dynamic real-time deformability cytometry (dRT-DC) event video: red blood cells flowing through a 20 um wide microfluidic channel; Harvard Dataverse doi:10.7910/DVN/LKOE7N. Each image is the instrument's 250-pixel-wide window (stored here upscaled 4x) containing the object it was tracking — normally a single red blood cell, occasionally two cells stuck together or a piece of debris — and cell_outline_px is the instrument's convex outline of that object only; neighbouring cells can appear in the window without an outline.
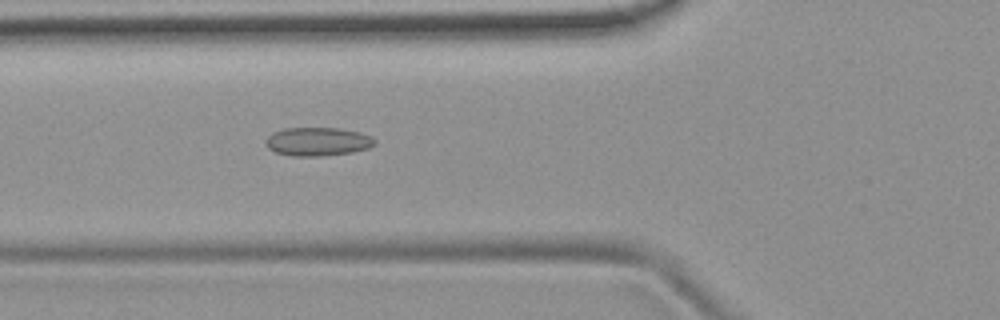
{"species": "common noctule bat (a hibernating species)", "species_latin": "Nyctalus noctula", "temperature_condition": "room temperature", "stored_images_in_passage": 53, "camera_frame_rate_fps": 3000, "um_per_image_px": 0.085, "animal": {"sex": "female", "body_mass_g": 19.9}, "frame": {"image": 1, "passage_image": 20, "time_ms": 6.333, "image_size_px": [1000, 320], "cell_outline_px": [[376, 144], [368, 148], [352, 152], [320, 156], [292, 156], [276, 152], [268, 148], [264, 144], [264, 140], [272, 132], [284, 128], [340, 128], [360, 132], [372, 136], [376, 140]], "centroid_in_image_um": [26.99, 12.03], "position_along_channel_um": 98.8, "area_um2": 18.32}}
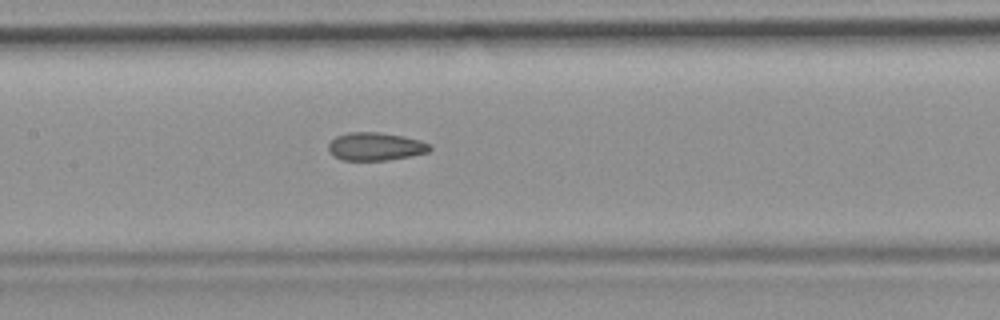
{"frame": {"image": 2, "passage_image": 26, "time_ms": 8.333, "image_size_px": [1000, 320], "cell_outline_px": [[432, 148], [428, 152], [412, 156], [388, 160], [344, 160], [336, 156], [328, 148], [328, 144], [336, 136], [348, 132], [376, 132], [404, 136], [420, 140], [432, 144]], "centroid_in_image_um": [31.97, 12.44], "position_along_channel_um": 175.4, "area_um2": 16.53}}
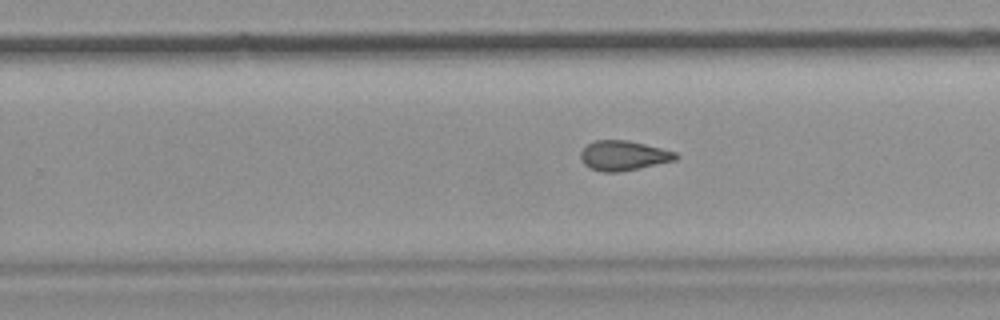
{"frame": {"image": 3, "passage_image": 34, "time_ms": 11.0, "image_size_px": [1000, 320], "cell_outline_px": [[680, 156], [676, 160], [640, 168], [620, 172], [604, 172], [592, 168], [584, 164], [580, 156], [580, 152], [588, 144], [596, 140], [628, 140], [676, 152]], "centroid_in_image_um": [53.01, 13.22], "position_along_channel_um": 276.8, "area_um2": 16.42}, "authors_computed_cell_mechanics": {"area_um2": 16.9354, "velocity_mm_per_s": 3.8204, "shape_relaxation_time_tau1_ms": null, "shape_relaxation_time_tau2_ms": 2.7948, "deformation_change_tau1": null, "deformation_change_tau2": 0.0952}}